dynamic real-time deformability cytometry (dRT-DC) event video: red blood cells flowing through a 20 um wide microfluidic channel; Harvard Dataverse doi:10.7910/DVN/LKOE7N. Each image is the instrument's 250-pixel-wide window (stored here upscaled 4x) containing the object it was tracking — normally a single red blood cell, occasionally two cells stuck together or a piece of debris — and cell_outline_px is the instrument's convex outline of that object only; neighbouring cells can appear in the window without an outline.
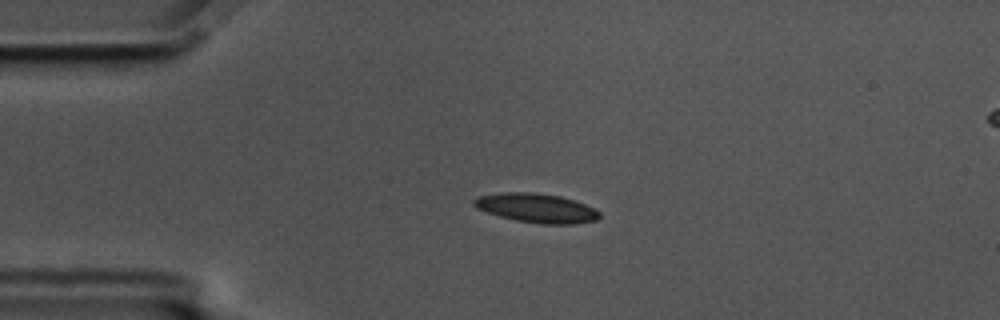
{"species": "common noctule bat (a hibernating species)", "species_latin": "Nyctalus noctula", "temperature_condition": "cold", "stored_images_in_passage": 38, "camera_frame_rate_fps": 3000, "um_per_image_px": 0.085, "animal": {"sex": "male", "body_mass_g": 17.5, "forearm_length_mm": 52.3}, "frame": {"image": 1, "passage_image": 1, "time_ms": 0.0, "image_size_px": [1000, 320], "cell_outline_px": [[600, 216], [596, 220], [572, 224], [544, 224], [516, 220], [500, 216], [476, 208], [472, 204], [472, 200], [476, 196], [504, 192], [532, 192], [560, 196], [584, 204], [600, 212]], "centroid_in_image_um": [45.55, 17.67], "position_along_channel_um": 39.4, "area_um2": 21.15}}
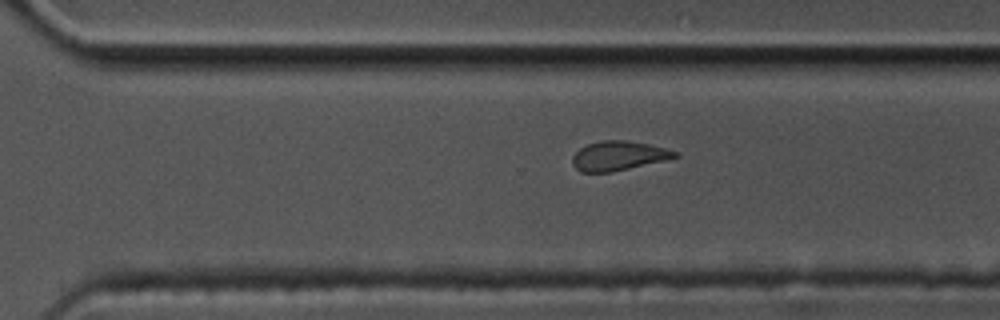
{"frame": {"image": 2, "passage_image": 27, "time_ms": 8.667, "image_size_px": [1000, 320], "cell_outline_px": [[680, 156], [668, 160], [612, 172], [580, 172], [572, 164], [572, 156], [580, 148], [588, 144], [600, 140], [628, 140], [648, 144], [664, 148], [676, 152]], "centroid_in_image_um": [52.57, 13.25], "position_along_channel_um": 318.0, "area_um2": 17.63}}
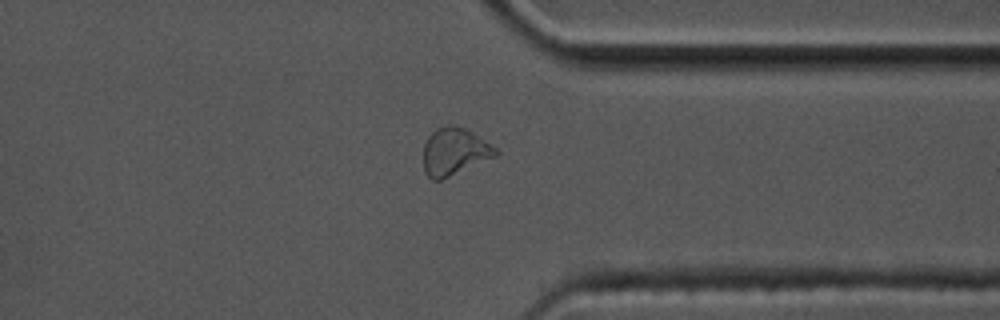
{"frame": {"image": 3, "passage_image": 32, "time_ms": 10.333, "image_size_px": [1000, 320], "cell_outline_px": [[500, 152], [496, 156], [440, 180], [432, 180], [424, 172], [424, 144], [428, 136], [436, 128], [452, 124], [456, 124], [464, 128], [496, 148]], "centroid_in_image_um": [38.6, 12.88], "position_along_channel_um": 372.8, "area_um2": 19.65}}